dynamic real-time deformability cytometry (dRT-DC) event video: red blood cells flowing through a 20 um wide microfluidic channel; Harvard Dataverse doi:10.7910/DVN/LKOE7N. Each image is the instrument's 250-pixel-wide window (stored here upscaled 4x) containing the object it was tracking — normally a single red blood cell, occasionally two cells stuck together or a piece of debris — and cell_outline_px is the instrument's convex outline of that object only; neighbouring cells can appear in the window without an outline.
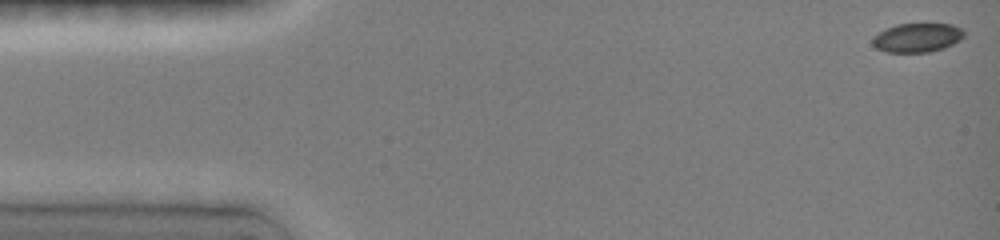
{"species": "common noctule bat (a hibernating species)", "species_latin": "Nyctalus noctula", "temperature_condition": "room temperature", "stored_images_in_passage": 6, "camera_frame_rate_fps": 3000, "um_per_image_px": 0.085, "animal": {"sex": "female", "body_mass_g": 19.0, "forearm_length_mm": 51.5}, "frame": {"image": 1, "passage_image": 1, "time_ms": 0.0, "image_size_px": [1000, 240], "cell_outline_px": [[964, 36], [960, 40], [944, 48], [928, 52], [888, 52], [876, 48], [872, 44], [872, 40], [880, 32], [896, 24], [952, 24], [964, 28]], "centroid_in_image_um": [78.01, 3.2], "position_along_channel_um": 7.0, "area_um2": 15.37}}
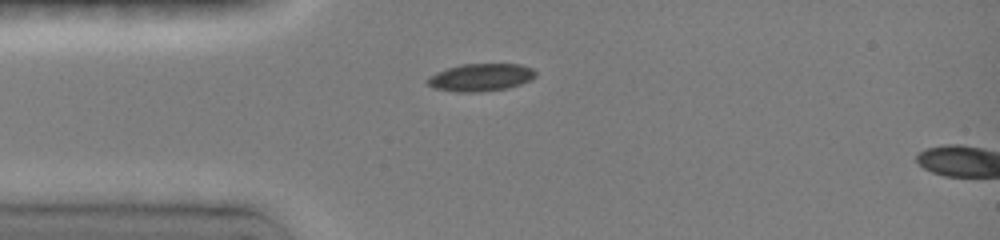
{"frame": {"image": 2, "passage_image": 5, "time_ms": 3.667, "image_size_px": [1000, 240], "cell_outline_px": [[536, 76], [520, 84], [504, 88], [476, 92], [456, 92], [436, 88], [428, 84], [428, 80], [432, 76], [448, 68], [464, 64], [520, 64], [532, 68], [536, 72]], "centroid_in_image_um": [40.91, 6.57], "position_along_channel_um": 44.1, "area_um2": 16.82}}